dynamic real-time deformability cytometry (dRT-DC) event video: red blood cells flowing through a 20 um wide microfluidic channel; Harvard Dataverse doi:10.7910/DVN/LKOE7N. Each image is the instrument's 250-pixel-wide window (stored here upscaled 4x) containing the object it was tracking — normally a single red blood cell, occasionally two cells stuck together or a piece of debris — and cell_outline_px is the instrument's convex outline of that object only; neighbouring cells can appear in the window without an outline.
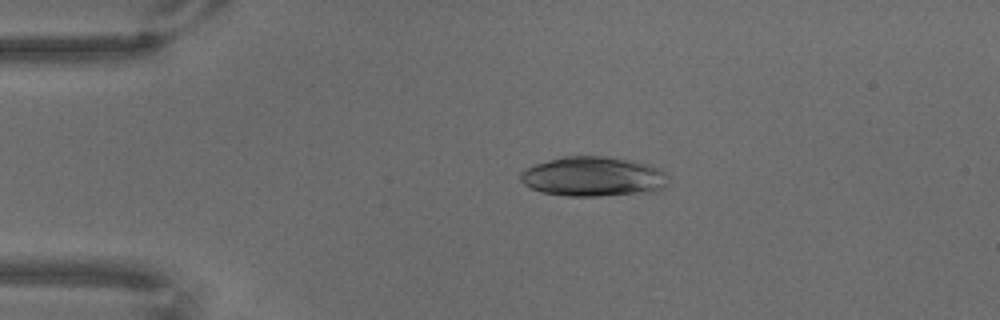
{"species": "common noctule bat (a hibernating species)", "species_latin": "Nyctalus noctula", "temperature_condition": "warm", "stored_images_in_passage": 37, "camera_frame_rate_fps": 3000, "um_per_image_px": 0.085, "animal": {"sex": "male", "body_mass_g": 18.8}, "frame": {"image": 1, "passage_image": 14, "time_ms": 4.333, "image_size_px": [1000, 320], "cell_outline_px": [[668, 176], [664, 184], [656, 192], [600, 196], [568, 196], [540, 192], [524, 184], [520, 180], [520, 172], [536, 164], [564, 156], [608, 156], [648, 164], [664, 172]], "centroid_in_image_um": [50.41, 15.02], "position_along_channel_um": 34.6, "area_um2": 34.04}}